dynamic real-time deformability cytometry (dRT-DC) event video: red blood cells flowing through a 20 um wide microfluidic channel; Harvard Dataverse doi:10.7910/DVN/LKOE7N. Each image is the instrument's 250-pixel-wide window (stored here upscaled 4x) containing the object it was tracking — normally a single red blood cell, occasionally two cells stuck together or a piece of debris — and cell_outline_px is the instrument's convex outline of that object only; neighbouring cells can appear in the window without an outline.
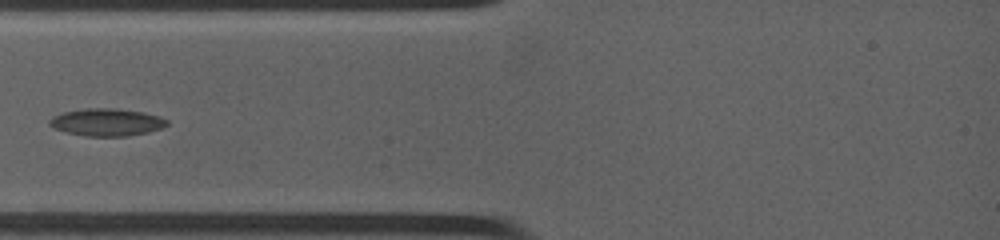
{"species": "common noctule bat (a hibernating species)", "species_latin": "Nyctalus noctula", "temperature_condition": "warm", "stored_images_in_passage": 7, "camera_frame_rate_fps": 4500, "um_per_image_px": 0.085, "animal": {"sex": "female", "body_mass_g": 19.0, "forearm_length_mm": 53.3}, "frame": {"image": 1, "passage_image": 1, "time_ms": 0.0, "image_size_px": [1000, 240], "cell_outline_px": [[168, 124], [160, 128], [148, 132], [128, 136], [84, 136], [68, 132], [56, 128], [48, 124], [48, 120], [52, 116], [64, 112], [84, 108], [116, 108], [144, 112], [160, 116], [168, 120]], "centroid_in_image_um": [9.08, 10.38], "position_along_channel_um": 75.9, "area_um2": 18.79}}
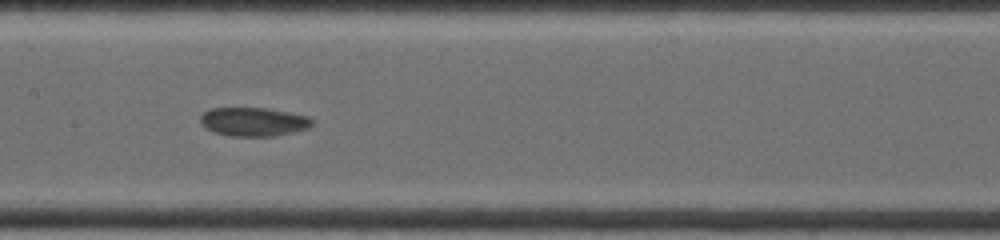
{"frame": {"image": 2, "passage_image": 6, "time_ms": 2.889, "image_size_px": [1000, 240], "cell_outline_px": [[316, 124], [308, 128], [276, 136], [228, 136], [212, 132], [204, 128], [200, 124], [200, 116], [208, 108], [268, 108], [308, 116]], "centroid_in_image_um": [21.52, 10.35], "position_along_channel_um": 185.9, "area_um2": 19.02}}
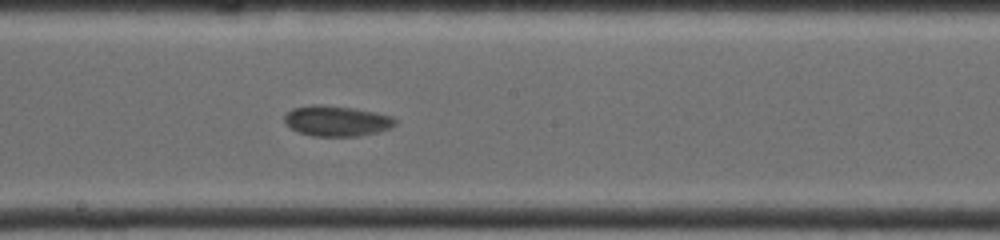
{"frame": {"image": 3, "passage_image": 7, "time_ms": 3.778, "image_size_px": [1000, 240], "cell_outline_px": [[396, 124], [388, 128], [376, 132], [360, 136], [312, 136], [296, 132], [284, 124], [284, 116], [292, 108], [312, 104], [320, 104], [356, 108], [376, 112], [392, 116], [396, 120]], "centroid_in_image_um": [28.57, 10.27], "position_along_channel_um": 219.6, "area_um2": 19.94}}